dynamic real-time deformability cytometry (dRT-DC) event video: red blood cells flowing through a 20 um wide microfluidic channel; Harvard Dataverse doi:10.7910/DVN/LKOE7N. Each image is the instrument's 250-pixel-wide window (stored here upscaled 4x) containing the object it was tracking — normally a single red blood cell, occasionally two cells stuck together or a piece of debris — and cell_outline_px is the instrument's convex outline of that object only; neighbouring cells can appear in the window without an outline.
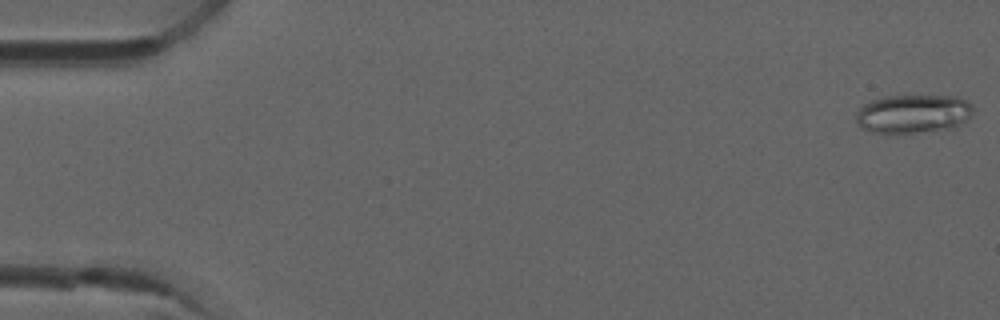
{"species": "common noctule bat (a hibernating species)", "species_latin": "Nyctalus noctula", "temperature_condition": "room temperature", "stored_images_in_passage": 6, "camera_frame_rate_fps": 3000, "um_per_image_px": 0.085, "animal": {"sex": "male", "forearm_length_mm": 52.5}, "frame": {"image": 1, "passage_image": 1, "time_ms": 0.0, "image_size_px": [1000, 320], "cell_outline_px": [[976, 108], [972, 116], [956, 128], [888, 136], [872, 132], [864, 128], [856, 120], [856, 112], [864, 104], [872, 100], [884, 96], [956, 96], [968, 100]], "centroid_in_image_um": [77.67, 9.7], "position_along_channel_um": 7.3, "area_um2": 27.28}}